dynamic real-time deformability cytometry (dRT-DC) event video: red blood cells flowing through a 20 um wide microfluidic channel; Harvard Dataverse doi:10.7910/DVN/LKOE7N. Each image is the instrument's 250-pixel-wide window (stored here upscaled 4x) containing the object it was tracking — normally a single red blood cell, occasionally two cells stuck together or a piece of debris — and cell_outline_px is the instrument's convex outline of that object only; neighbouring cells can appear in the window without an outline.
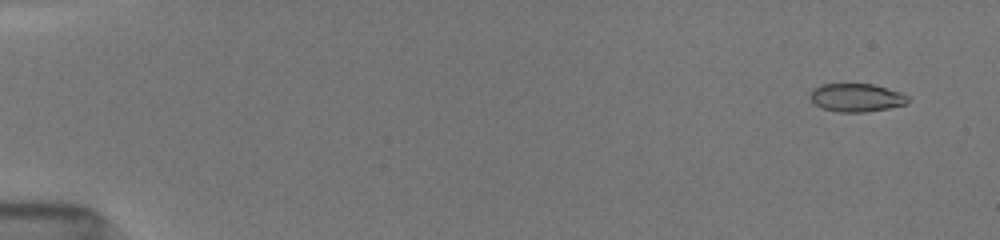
{"species": "common noctule bat (a hibernating species)", "species_latin": "Nyctalus noctula", "temperature_condition": "room temperature", "stored_images_in_passage": 8, "camera_frame_rate_fps": 3000, "um_per_image_px": 0.085, "animal": {"sex": "female", "body_mass_g": 19.5, "forearm_length_mm": 54.1}, "frame": {"image": 1, "passage_image": 2, "time_ms": 1.0, "image_size_px": [1000, 240], "cell_outline_px": [[908, 100], [904, 104], [888, 108], [864, 112], [840, 112], [824, 108], [816, 104], [808, 96], [812, 88], [820, 84], [872, 84], [900, 92], [908, 96]], "centroid_in_image_um": [72.75, 8.28], "position_along_channel_um": 12.2, "area_um2": 15.9}}
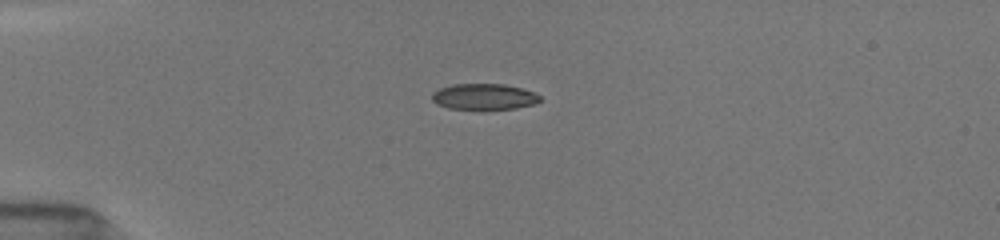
{"frame": {"image": 2, "passage_image": 5, "time_ms": 4.667, "image_size_px": [1000, 240], "cell_outline_px": [[540, 100], [532, 104], [516, 108], [448, 108], [436, 104], [432, 100], [432, 92], [440, 88], [452, 84], [504, 84], [520, 88], [532, 92], [540, 96]], "centroid_in_image_um": [41.09, 8.2], "position_along_channel_um": 43.9, "area_um2": 15.95}}
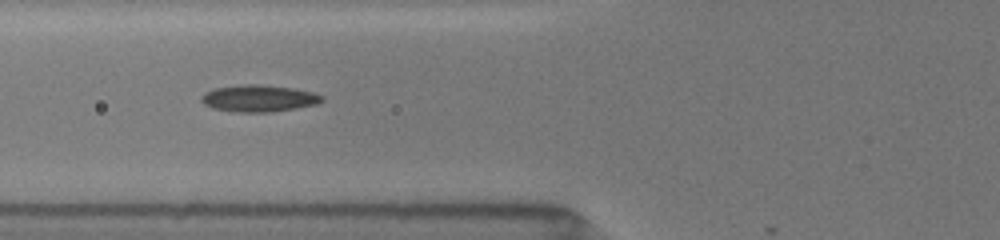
{"frame": {"image": 3, "passage_image": 7, "time_ms": 7.0, "image_size_px": [1000, 240], "cell_outline_px": [[324, 100], [316, 104], [296, 108], [272, 112], [232, 112], [212, 108], [204, 104], [200, 100], [200, 96], [204, 92], [212, 88], [244, 84], [260, 84], [292, 88], [312, 92], [324, 96]], "centroid_in_image_um": [21.95, 8.36], "position_along_channel_um": 103.9, "area_um2": 19.07}}